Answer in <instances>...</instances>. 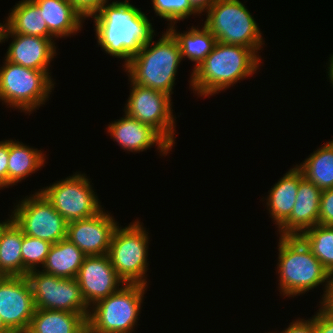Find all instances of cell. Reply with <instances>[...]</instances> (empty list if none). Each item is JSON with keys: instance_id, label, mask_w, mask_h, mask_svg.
<instances>
[{"instance_id": "1", "label": "cell", "mask_w": 333, "mask_h": 333, "mask_svg": "<svg viewBox=\"0 0 333 333\" xmlns=\"http://www.w3.org/2000/svg\"><path fill=\"white\" fill-rule=\"evenodd\" d=\"M146 15L141 8L124 0L108 2L90 17L94 20L97 44L104 53L124 59L122 67L156 36Z\"/></svg>"}, {"instance_id": "2", "label": "cell", "mask_w": 333, "mask_h": 333, "mask_svg": "<svg viewBox=\"0 0 333 333\" xmlns=\"http://www.w3.org/2000/svg\"><path fill=\"white\" fill-rule=\"evenodd\" d=\"M261 60V55L251 48L217 42L205 60L192 70L189 86L198 97L210 98L253 76Z\"/></svg>"}, {"instance_id": "3", "label": "cell", "mask_w": 333, "mask_h": 333, "mask_svg": "<svg viewBox=\"0 0 333 333\" xmlns=\"http://www.w3.org/2000/svg\"><path fill=\"white\" fill-rule=\"evenodd\" d=\"M278 241L276 273L280 295L294 298L322 285L324 293L319 303H323L329 291L331 274L299 236H280Z\"/></svg>"}, {"instance_id": "4", "label": "cell", "mask_w": 333, "mask_h": 333, "mask_svg": "<svg viewBox=\"0 0 333 333\" xmlns=\"http://www.w3.org/2000/svg\"><path fill=\"white\" fill-rule=\"evenodd\" d=\"M152 39L124 66L129 82L164 92L171 96L181 64L179 44L166 29L156 42Z\"/></svg>"}, {"instance_id": "5", "label": "cell", "mask_w": 333, "mask_h": 333, "mask_svg": "<svg viewBox=\"0 0 333 333\" xmlns=\"http://www.w3.org/2000/svg\"><path fill=\"white\" fill-rule=\"evenodd\" d=\"M0 67V101L29 115L45 105L54 90L51 72L13 64L4 58ZM50 74V75H49ZM54 81V82H53Z\"/></svg>"}, {"instance_id": "6", "label": "cell", "mask_w": 333, "mask_h": 333, "mask_svg": "<svg viewBox=\"0 0 333 333\" xmlns=\"http://www.w3.org/2000/svg\"><path fill=\"white\" fill-rule=\"evenodd\" d=\"M206 12L204 26L218 42L251 48L258 55L263 50V34L240 0H216Z\"/></svg>"}, {"instance_id": "7", "label": "cell", "mask_w": 333, "mask_h": 333, "mask_svg": "<svg viewBox=\"0 0 333 333\" xmlns=\"http://www.w3.org/2000/svg\"><path fill=\"white\" fill-rule=\"evenodd\" d=\"M148 286L124 284L89 308L87 325L97 333H133Z\"/></svg>"}, {"instance_id": "8", "label": "cell", "mask_w": 333, "mask_h": 333, "mask_svg": "<svg viewBox=\"0 0 333 333\" xmlns=\"http://www.w3.org/2000/svg\"><path fill=\"white\" fill-rule=\"evenodd\" d=\"M138 219L114 230L108 251L109 259L118 276L126 284L148 286L149 233ZM147 275V276H146Z\"/></svg>"}, {"instance_id": "9", "label": "cell", "mask_w": 333, "mask_h": 333, "mask_svg": "<svg viewBox=\"0 0 333 333\" xmlns=\"http://www.w3.org/2000/svg\"><path fill=\"white\" fill-rule=\"evenodd\" d=\"M85 173L75 174L39 189L67 221L86 219L100 213L101 202Z\"/></svg>"}, {"instance_id": "10", "label": "cell", "mask_w": 333, "mask_h": 333, "mask_svg": "<svg viewBox=\"0 0 333 333\" xmlns=\"http://www.w3.org/2000/svg\"><path fill=\"white\" fill-rule=\"evenodd\" d=\"M22 199L16 205L14 203V210H11L9 216L22 229L23 234L51 244L66 238L68 222L41 191L35 190L34 194Z\"/></svg>"}, {"instance_id": "11", "label": "cell", "mask_w": 333, "mask_h": 333, "mask_svg": "<svg viewBox=\"0 0 333 333\" xmlns=\"http://www.w3.org/2000/svg\"><path fill=\"white\" fill-rule=\"evenodd\" d=\"M130 95L124 112L155 129L172 147L175 146L176 115H173L172 96L130 82Z\"/></svg>"}, {"instance_id": "12", "label": "cell", "mask_w": 333, "mask_h": 333, "mask_svg": "<svg viewBox=\"0 0 333 333\" xmlns=\"http://www.w3.org/2000/svg\"><path fill=\"white\" fill-rule=\"evenodd\" d=\"M26 277L36 309L79 313L88 318L89 307L76 278H61L43 273L40 269L28 272Z\"/></svg>"}, {"instance_id": "13", "label": "cell", "mask_w": 333, "mask_h": 333, "mask_svg": "<svg viewBox=\"0 0 333 333\" xmlns=\"http://www.w3.org/2000/svg\"><path fill=\"white\" fill-rule=\"evenodd\" d=\"M26 276H4L0 281V318L11 333H26L35 312Z\"/></svg>"}, {"instance_id": "14", "label": "cell", "mask_w": 333, "mask_h": 333, "mask_svg": "<svg viewBox=\"0 0 333 333\" xmlns=\"http://www.w3.org/2000/svg\"><path fill=\"white\" fill-rule=\"evenodd\" d=\"M76 279L82 297L89 308L126 284L118 276L108 254L86 256Z\"/></svg>"}, {"instance_id": "15", "label": "cell", "mask_w": 333, "mask_h": 333, "mask_svg": "<svg viewBox=\"0 0 333 333\" xmlns=\"http://www.w3.org/2000/svg\"><path fill=\"white\" fill-rule=\"evenodd\" d=\"M118 223L103 209L93 217L68 222L66 238L86 256L105 255Z\"/></svg>"}, {"instance_id": "16", "label": "cell", "mask_w": 333, "mask_h": 333, "mask_svg": "<svg viewBox=\"0 0 333 333\" xmlns=\"http://www.w3.org/2000/svg\"><path fill=\"white\" fill-rule=\"evenodd\" d=\"M107 134L113 141L130 152L140 153L156 146L161 156H167L172 152V146L153 128L145 125L135 118L128 116L125 112L123 117L116 119L107 125Z\"/></svg>"}, {"instance_id": "17", "label": "cell", "mask_w": 333, "mask_h": 333, "mask_svg": "<svg viewBox=\"0 0 333 333\" xmlns=\"http://www.w3.org/2000/svg\"><path fill=\"white\" fill-rule=\"evenodd\" d=\"M9 38H12V42L5 53L7 61L34 70L49 72L50 64L57 55L56 38L3 34L2 42L5 43Z\"/></svg>"}, {"instance_id": "18", "label": "cell", "mask_w": 333, "mask_h": 333, "mask_svg": "<svg viewBox=\"0 0 333 333\" xmlns=\"http://www.w3.org/2000/svg\"><path fill=\"white\" fill-rule=\"evenodd\" d=\"M322 190L303 177L299 170V187L290 217L277 229L279 236H300L318 224Z\"/></svg>"}, {"instance_id": "19", "label": "cell", "mask_w": 333, "mask_h": 333, "mask_svg": "<svg viewBox=\"0 0 333 333\" xmlns=\"http://www.w3.org/2000/svg\"><path fill=\"white\" fill-rule=\"evenodd\" d=\"M40 9L49 32L56 38L77 35L83 27V15L69 0H33Z\"/></svg>"}, {"instance_id": "20", "label": "cell", "mask_w": 333, "mask_h": 333, "mask_svg": "<svg viewBox=\"0 0 333 333\" xmlns=\"http://www.w3.org/2000/svg\"><path fill=\"white\" fill-rule=\"evenodd\" d=\"M299 187V169L293 165L277 183L268 191L265 197L266 207L273 224L279 228L292 213Z\"/></svg>"}, {"instance_id": "21", "label": "cell", "mask_w": 333, "mask_h": 333, "mask_svg": "<svg viewBox=\"0 0 333 333\" xmlns=\"http://www.w3.org/2000/svg\"><path fill=\"white\" fill-rule=\"evenodd\" d=\"M3 34H26L44 38H55L40 15V9L33 0H21L14 5L5 19Z\"/></svg>"}, {"instance_id": "22", "label": "cell", "mask_w": 333, "mask_h": 333, "mask_svg": "<svg viewBox=\"0 0 333 333\" xmlns=\"http://www.w3.org/2000/svg\"><path fill=\"white\" fill-rule=\"evenodd\" d=\"M22 243L23 231L13 219L0 221V272L4 276H23Z\"/></svg>"}, {"instance_id": "23", "label": "cell", "mask_w": 333, "mask_h": 333, "mask_svg": "<svg viewBox=\"0 0 333 333\" xmlns=\"http://www.w3.org/2000/svg\"><path fill=\"white\" fill-rule=\"evenodd\" d=\"M86 255L67 238L52 244L43 273L61 278H76Z\"/></svg>"}, {"instance_id": "24", "label": "cell", "mask_w": 333, "mask_h": 333, "mask_svg": "<svg viewBox=\"0 0 333 333\" xmlns=\"http://www.w3.org/2000/svg\"><path fill=\"white\" fill-rule=\"evenodd\" d=\"M45 162L44 151L9 139L8 188L40 170Z\"/></svg>"}, {"instance_id": "25", "label": "cell", "mask_w": 333, "mask_h": 333, "mask_svg": "<svg viewBox=\"0 0 333 333\" xmlns=\"http://www.w3.org/2000/svg\"><path fill=\"white\" fill-rule=\"evenodd\" d=\"M87 318L79 313L35 309L26 333H79Z\"/></svg>"}, {"instance_id": "26", "label": "cell", "mask_w": 333, "mask_h": 333, "mask_svg": "<svg viewBox=\"0 0 333 333\" xmlns=\"http://www.w3.org/2000/svg\"><path fill=\"white\" fill-rule=\"evenodd\" d=\"M167 27L179 44L182 60L188 58L194 62V69L205 60L218 42L204 25H201V28L198 25L192 26L183 33H180L174 24Z\"/></svg>"}, {"instance_id": "27", "label": "cell", "mask_w": 333, "mask_h": 333, "mask_svg": "<svg viewBox=\"0 0 333 333\" xmlns=\"http://www.w3.org/2000/svg\"><path fill=\"white\" fill-rule=\"evenodd\" d=\"M295 166L306 180L321 190L333 188V139L318 147L302 163Z\"/></svg>"}, {"instance_id": "28", "label": "cell", "mask_w": 333, "mask_h": 333, "mask_svg": "<svg viewBox=\"0 0 333 333\" xmlns=\"http://www.w3.org/2000/svg\"><path fill=\"white\" fill-rule=\"evenodd\" d=\"M333 276V226L315 225L299 236Z\"/></svg>"}, {"instance_id": "29", "label": "cell", "mask_w": 333, "mask_h": 333, "mask_svg": "<svg viewBox=\"0 0 333 333\" xmlns=\"http://www.w3.org/2000/svg\"><path fill=\"white\" fill-rule=\"evenodd\" d=\"M51 245L48 241L23 234L21 249L23 276H26L30 271L39 270L40 267H43Z\"/></svg>"}, {"instance_id": "30", "label": "cell", "mask_w": 333, "mask_h": 333, "mask_svg": "<svg viewBox=\"0 0 333 333\" xmlns=\"http://www.w3.org/2000/svg\"><path fill=\"white\" fill-rule=\"evenodd\" d=\"M154 13L163 20L169 21L167 24L175 25L178 21H183L191 15H199L190 5L189 0H151Z\"/></svg>"}, {"instance_id": "31", "label": "cell", "mask_w": 333, "mask_h": 333, "mask_svg": "<svg viewBox=\"0 0 333 333\" xmlns=\"http://www.w3.org/2000/svg\"><path fill=\"white\" fill-rule=\"evenodd\" d=\"M318 224L333 226V188L322 190Z\"/></svg>"}, {"instance_id": "32", "label": "cell", "mask_w": 333, "mask_h": 333, "mask_svg": "<svg viewBox=\"0 0 333 333\" xmlns=\"http://www.w3.org/2000/svg\"><path fill=\"white\" fill-rule=\"evenodd\" d=\"M315 314L316 333H333V313L322 303Z\"/></svg>"}, {"instance_id": "33", "label": "cell", "mask_w": 333, "mask_h": 333, "mask_svg": "<svg viewBox=\"0 0 333 333\" xmlns=\"http://www.w3.org/2000/svg\"><path fill=\"white\" fill-rule=\"evenodd\" d=\"M72 5L83 15V17L90 18L102 6L108 3L109 0H69Z\"/></svg>"}, {"instance_id": "34", "label": "cell", "mask_w": 333, "mask_h": 333, "mask_svg": "<svg viewBox=\"0 0 333 333\" xmlns=\"http://www.w3.org/2000/svg\"><path fill=\"white\" fill-rule=\"evenodd\" d=\"M280 333H316L315 315L308 318V320L300 317L295 319V321L293 320L290 322L289 326Z\"/></svg>"}, {"instance_id": "35", "label": "cell", "mask_w": 333, "mask_h": 333, "mask_svg": "<svg viewBox=\"0 0 333 333\" xmlns=\"http://www.w3.org/2000/svg\"><path fill=\"white\" fill-rule=\"evenodd\" d=\"M9 140L0 141V190L8 188Z\"/></svg>"}, {"instance_id": "36", "label": "cell", "mask_w": 333, "mask_h": 333, "mask_svg": "<svg viewBox=\"0 0 333 333\" xmlns=\"http://www.w3.org/2000/svg\"><path fill=\"white\" fill-rule=\"evenodd\" d=\"M216 0H189L191 7L198 13L202 14L214 4Z\"/></svg>"}, {"instance_id": "37", "label": "cell", "mask_w": 333, "mask_h": 333, "mask_svg": "<svg viewBox=\"0 0 333 333\" xmlns=\"http://www.w3.org/2000/svg\"><path fill=\"white\" fill-rule=\"evenodd\" d=\"M329 311L333 313V276L331 278V283L329 286V291L326 299L322 303Z\"/></svg>"}, {"instance_id": "38", "label": "cell", "mask_w": 333, "mask_h": 333, "mask_svg": "<svg viewBox=\"0 0 333 333\" xmlns=\"http://www.w3.org/2000/svg\"><path fill=\"white\" fill-rule=\"evenodd\" d=\"M327 64L329 65L327 67L328 69H326V70H328L327 71V73H328L327 77L329 79V82L332 84L331 86L333 87V53H332V55L330 54L329 61H328Z\"/></svg>"}, {"instance_id": "39", "label": "cell", "mask_w": 333, "mask_h": 333, "mask_svg": "<svg viewBox=\"0 0 333 333\" xmlns=\"http://www.w3.org/2000/svg\"><path fill=\"white\" fill-rule=\"evenodd\" d=\"M0 333H11V332L6 328V326L3 324V322L1 321V318H0Z\"/></svg>"}, {"instance_id": "40", "label": "cell", "mask_w": 333, "mask_h": 333, "mask_svg": "<svg viewBox=\"0 0 333 333\" xmlns=\"http://www.w3.org/2000/svg\"><path fill=\"white\" fill-rule=\"evenodd\" d=\"M79 333H97V332L93 331L88 325H86L84 329H82Z\"/></svg>"}, {"instance_id": "41", "label": "cell", "mask_w": 333, "mask_h": 333, "mask_svg": "<svg viewBox=\"0 0 333 333\" xmlns=\"http://www.w3.org/2000/svg\"><path fill=\"white\" fill-rule=\"evenodd\" d=\"M3 23H0V43L1 44L3 43L2 42V35H3L4 28H5V22L3 21Z\"/></svg>"}, {"instance_id": "42", "label": "cell", "mask_w": 333, "mask_h": 333, "mask_svg": "<svg viewBox=\"0 0 333 333\" xmlns=\"http://www.w3.org/2000/svg\"><path fill=\"white\" fill-rule=\"evenodd\" d=\"M3 277L4 275L0 272V281L2 280Z\"/></svg>"}]
</instances>
